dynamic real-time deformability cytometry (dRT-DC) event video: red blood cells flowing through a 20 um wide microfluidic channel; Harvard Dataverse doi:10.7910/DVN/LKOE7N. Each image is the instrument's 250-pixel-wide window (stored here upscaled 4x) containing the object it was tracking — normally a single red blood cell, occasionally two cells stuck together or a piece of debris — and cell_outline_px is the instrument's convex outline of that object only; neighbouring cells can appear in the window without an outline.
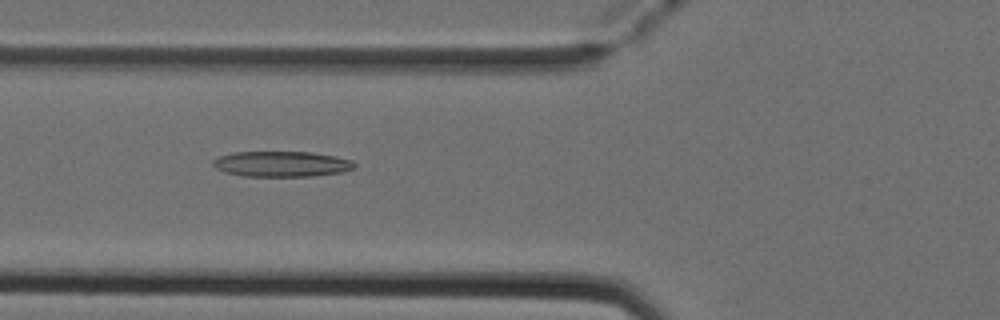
{"species": "Egyptian fruit bat (a non-hibernating species)", "species_latin": "Rousettus aegyptiacus", "temperature_condition": "cold", "stored_images_in_passage": 7, "camera_frame_rate_fps": 3000, "um_per_image_px": 0.085, "animal": {"sex": "female"}, "frame": {"image": 1, "passage_image": 5, "time_ms": 1.333, "image_size_px": [1000, 320], "cell_outline_px": [[356, 168], [344, 172], [312, 176], [244, 176], [224, 172], [216, 168], [212, 164], [212, 160], [220, 156], [236, 152], [312, 152], [352, 160], [356, 164]], "centroid_in_image_um": [23.96, 13.94], "position_along_channel_um": 101.8, "area_um2": 21.04}}
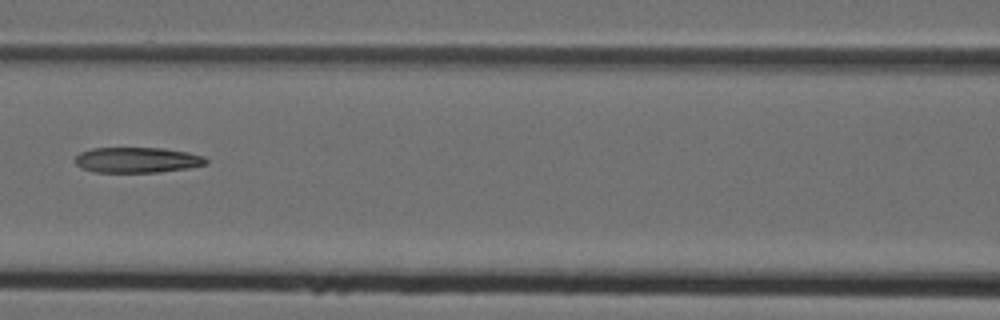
{"frame": {"image": 2, "passage_image": 6, "time_ms": 1.667, "image_size_px": [1000, 320], "cell_outline_px": [[208, 164], [188, 168], [160, 172], [92, 172], [80, 168], [72, 160], [80, 152], [92, 148], [164, 148], [188, 152], [204, 156], [208, 160]], "centroid_in_image_um": [11.64, 13.6], "position_along_channel_um": 155.0, "area_um2": 19.71}}
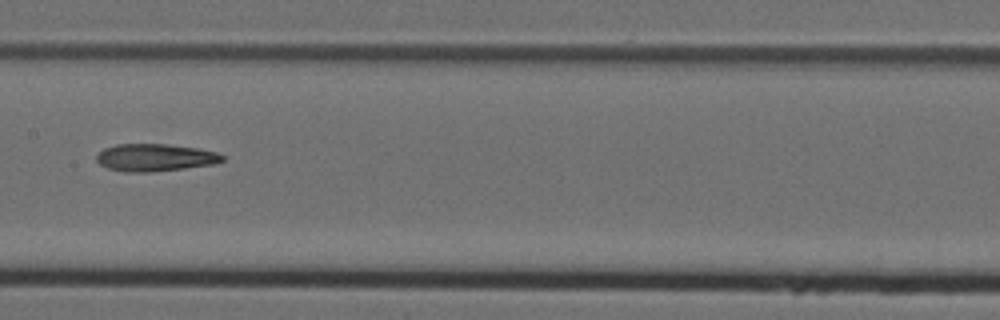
{"frame": {"image": 3, "passage_image": 7, "time_ms": 2.0, "image_size_px": [1000, 320], "cell_outline_px": [[224, 160], [212, 164], [184, 168], [152, 172], [124, 172], [108, 168], [100, 164], [96, 160], [96, 156], [104, 148], [116, 144], [168, 144], [196, 148], [216, 152], [224, 156]], "centroid_in_image_um": [13.15, 13.39], "position_along_channel_um": 194.3, "area_um2": 20.0}}